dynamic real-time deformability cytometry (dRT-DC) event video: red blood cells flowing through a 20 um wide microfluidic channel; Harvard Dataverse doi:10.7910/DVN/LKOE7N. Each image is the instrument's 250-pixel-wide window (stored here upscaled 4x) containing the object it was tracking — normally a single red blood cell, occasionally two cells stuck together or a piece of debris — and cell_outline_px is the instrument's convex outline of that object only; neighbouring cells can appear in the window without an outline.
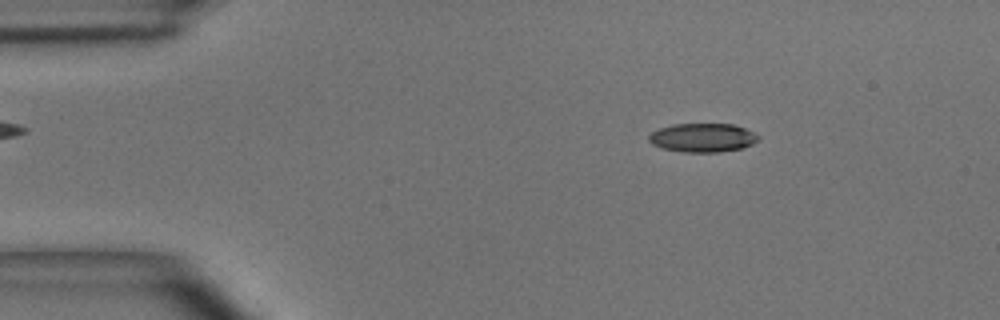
{"species": "common noctule bat (a hibernating species)", "species_latin": "Nyctalus noctula", "temperature_condition": "room temperature", "stored_images_in_passage": 49, "camera_frame_rate_fps": 3000, "um_per_image_px": 0.085, "animal": {"sex": "male", "body_mass_g": 15.6}, "frame": {"image": 1, "passage_image": 7, "time_ms": 2.0, "image_size_px": [1000, 320], "cell_outline_px": [[760, 136], [752, 144], [740, 148], [720, 152], [684, 152], [660, 148], [652, 144], [648, 140], [648, 136], [652, 132], [660, 128], [672, 124], [732, 124], [744, 128]], "centroid_in_image_um": [59.68, 11.7], "position_along_channel_um": 25.3, "area_um2": 18.26}}
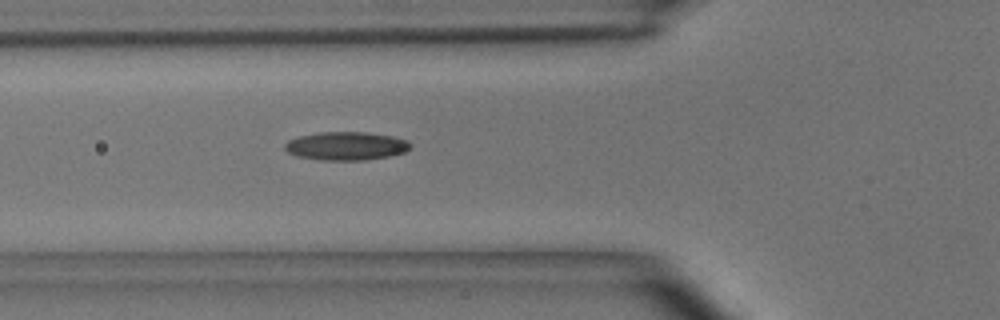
{"frame": {"image": 2, "passage_image": 17, "time_ms": 5.333, "image_size_px": [1000, 320], "cell_outline_px": [[412, 148], [404, 152], [388, 156], [364, 160], [320, 160], [296, 156], [288, 152], [284, 148], [284, 144], [288, 140], [300, 136], [320, 132], [368, 132], [392, 136], [408, 140], [412, 144]], "centroid_in_image_um": [29.43, 12.4], "position_along_channel_um": 96.4, "area_um2": 20.87}}
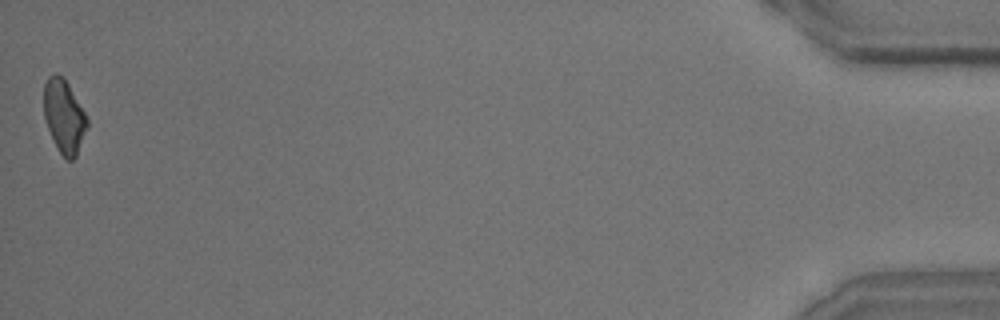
{"frame": {"image": 3, "passage_image": 49, "time_ms": 16.0, "image_size_px": [1000, 320], "cell_outline_px": [[88, 128], [76, 156], [72, 160], [68, 160], [60, 152], [48, 128], [44, 116], [44, 84], [48, 76], [56, 72], [68, 84], [84, 112], [88, 120]], "centroid_in_image_um": [5.45, 9.88], "position_along_channel_um": 429.8, "area_um2": 18.15}, "authors_computed_cell_mechanics": {"area_um2": 19.1318, "velocity_mm_per_s": 3.9926, "shape_relaxation_time_tau1_ms": 5.7822, "shape_relaxation_time_tau2_ms": 4.8564, "deformation_change_tau1": 0.1547, "deformation_change_tau2": 0.1208}}